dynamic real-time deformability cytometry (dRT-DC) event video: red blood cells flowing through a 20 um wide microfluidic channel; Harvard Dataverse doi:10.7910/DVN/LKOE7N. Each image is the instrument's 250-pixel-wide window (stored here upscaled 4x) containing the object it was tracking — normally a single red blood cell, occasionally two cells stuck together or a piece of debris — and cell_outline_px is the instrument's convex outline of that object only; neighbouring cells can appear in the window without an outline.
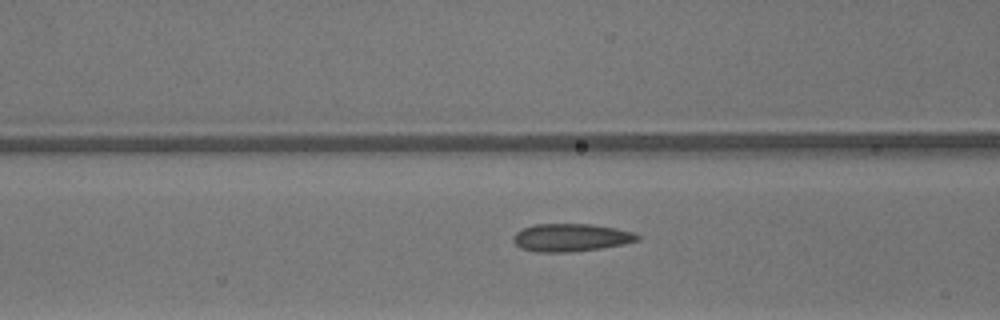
{"species": "common noctule bat (a hibernating species)", "species_latin": "Nyctalus noctula", "temperature_condition": "warm", "stored_images_in_passage": 46, "camera_frame_rate_fps": 3000, "um_per_image_px": 0.085, "animal": {"sex": "male", "body_mass_g": 13.3}, "frame": {"image": 1, "passage_image": 21, "time_ms": 6.667, "image_size_px": [1000, 320], "cell_outline_px": [[644, 236], [640, 240], [624, 244], [600, 248], [568, 252], [536, 252], [520, 248], [512, 240], [512, 236], [516, 232], [524, 228], [536, 224], [592, 224], [616, 228], [636, 232]], "centroid_in_image_um": [48.58, 20.19], "position_along_channel_um": 118.0, "area_um2": 20.35}}
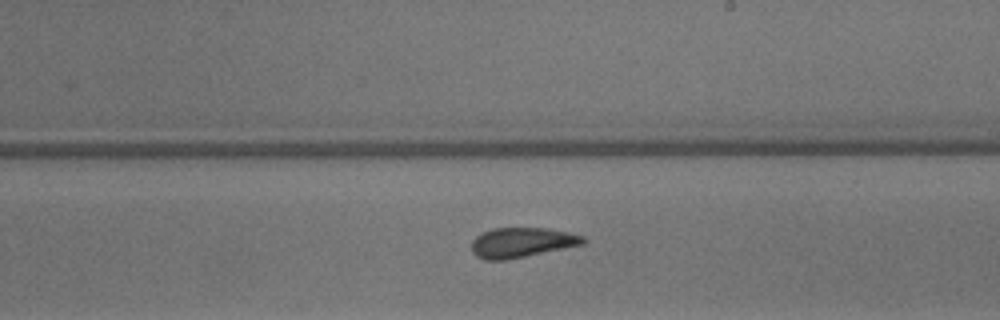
{"frame": {"image": 2, "passage_image": 30, "time_ms": 9.667, "image_size_px": [1000, 320], "cell_outline_px": [[588, 240], [584, 244], [508, 260], [484, 260], [476, 256], [472, 252], [472, 240], [476, 236], [492, 228], [548, 228], [568, 232], [584, 236]], "centroid_in_image_um": [44.36, 20.62], "position_along_channel_um": 244.6, "area_um2": 19.59}}
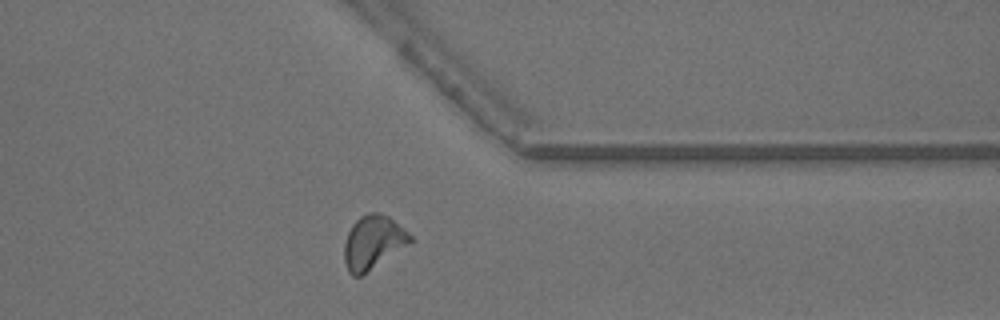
{"frame": {"image": 3, "passage_image": 40, "time_ms": 13.0, "image_size_px": [1000, 320], "cell_outline_px": [[412, 240], [408, 244], [360, 276], [352, 276], [348, 272], [344, 264], [344, 244], [348, 232], [352, 224], [360, 216], [368, 212], [376, 212], [388, 216], [404, 228], [412, 236]], "centroid_in_image_um": [31.67, 20.58], "position_along_channel_um": 379.7, "area_um2": 20.35}, "authors_computed_cell_mechanics": {"area_um2": 20.1144, "velocity_mm_per_s": 4.2234, "shape_relaxation_time_tau1_ms": 7.0834, "shape_relaxation_time_tau2_ms": 1.3627, "deformation_change_tau1": 0.151, "deformation_change_tau2": 0.0689}}